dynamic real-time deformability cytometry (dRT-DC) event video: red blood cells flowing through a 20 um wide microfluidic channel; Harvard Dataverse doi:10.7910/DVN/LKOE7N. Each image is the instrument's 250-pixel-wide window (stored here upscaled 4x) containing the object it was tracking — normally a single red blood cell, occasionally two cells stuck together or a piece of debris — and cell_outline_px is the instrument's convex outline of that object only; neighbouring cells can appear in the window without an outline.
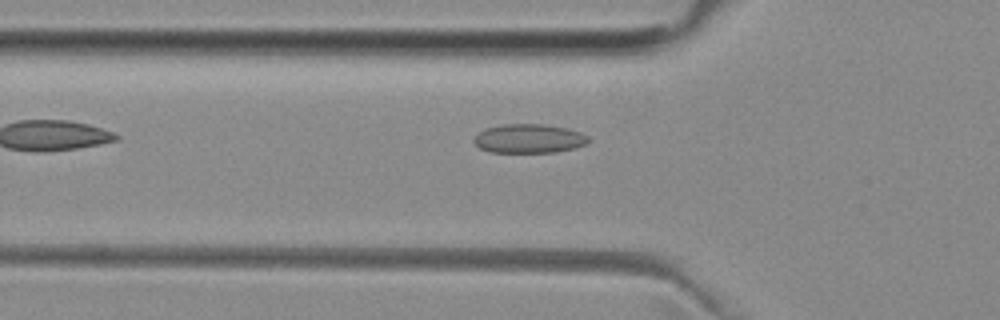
{"species": "common noctule bat (a hibernating species)", "species_latin": "Nyctalus noctula", "temperature_condition": "room temperature", "stored_images_in_passage": 37, "camera_frame_rate_fps": 3000, "um_per_image_px": 0.085, "animal": {"sex": "female", "body_mass_g": 29.2, "forearm_length_mm": 56.3}, "frame": {"image": 1, "passage_image": 3, "time_ms": 0.667, "image_size_px": [1000, 320], "cell_outline_px": [[588, 140], [584, 144], [576, 148], [556, 152], [488, 152], [480, 148], [472, 140], [484, 128], [504, 124], [544, 124], [568, 128], [580, 132], [588, 136]], "centroid_in_image_um": [44.95, 11.77], "position_along_channel_um": 80.8, "area_um2": 19.36}}
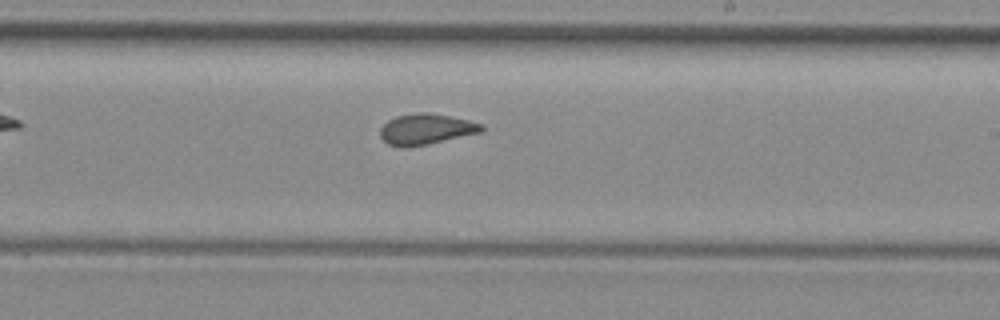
{"frame": {"image": 2, "passage_image": 16, "time_ms": 5.0, "image_size_px": [1000, 320], "cell_outline_px": [[484, 128], [480, 132], [424, 144], [404, 148], [400, 148], [388, 144], [380, 136], [380, 128], [388, 120], [396, 116], [420, 112], [428, 112], [468, 120], [480, 124]], "centroid_in_image_um": [36.14, 10.97], "position_along_channel_um": 252.9, "area_um2": 17.74}}
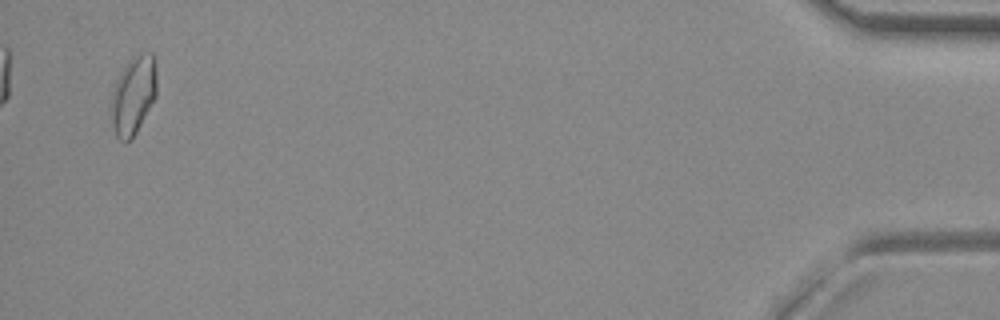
{"frame": {"image": 3, "passage_image": 36, "time_ms": 11.667, "image_size_px": [1000, 320], "cell_outline_px": [[156, 96], [132, 140], [120, 140], [116, 136], [112, 124], [112, 92], [116, 80], [124, 68], [140, 52], [152, 52], [156, 60]], "centroid_in_image_um": [11.36, 8.09], "position_along_channel_um": 423.8, "area_um2": 20.52}, "authors_computed_cell_mechanics": {"area_um2": 18.0336, "velocity_mm_per_s": 3.9562, "shape_relaxation_time_tau1_ms": null, "shape_relaxation_time_tau2_ms": 2.0661, "deformation_change_tau1": null, "deformation_change_tau2": 0.0736}}